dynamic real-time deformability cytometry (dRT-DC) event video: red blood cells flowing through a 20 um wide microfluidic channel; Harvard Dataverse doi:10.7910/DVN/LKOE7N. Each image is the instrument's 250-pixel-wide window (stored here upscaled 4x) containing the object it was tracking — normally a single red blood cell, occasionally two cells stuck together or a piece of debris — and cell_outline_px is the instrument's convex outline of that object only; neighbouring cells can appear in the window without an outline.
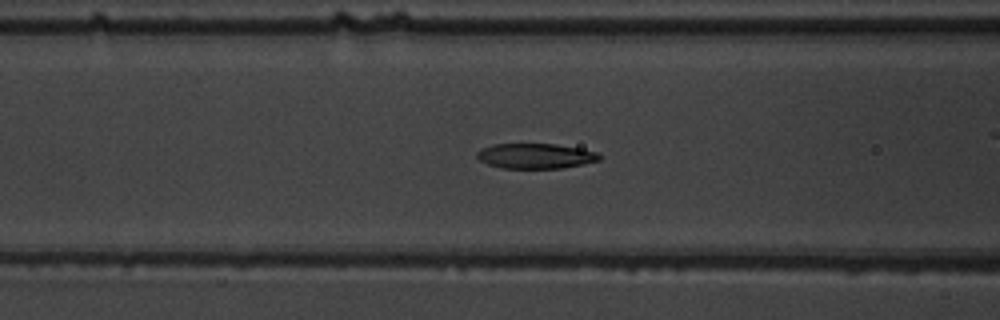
{"species": "common noctule bat (a hibernating species)", "species_latin": "Nyctalus noctula", "temperature_condition": "warm", "stored_images_in_passage": 39, "camera_frame_rate_fps": 3000, "um_per_image_px": 0.085, "animal": {"sex": "male", "body_mass_g": 19.5, "forearm_length_mm": 54.6}, "frame": {"image": 1, "passage_image": 6, "time_ms": 1.667, "image_size_px": [1000, 320], "cell_outline_px": [[604, 156], [600, 160], [584, 164], [560, 168], [500, 168], [488, 164], [480, 160], [476, 156], [476, 152], [480, 148], [492, 144], [556, 144], [580, 148], [596, 152]], "centroid_in_image_um": [45.52, 13.25], "position_along_channel_um": 121.1, "area_um2": 18.09}}
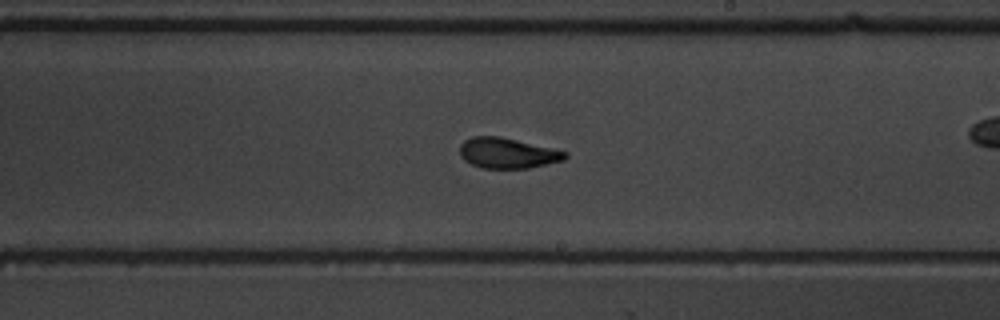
{"frame": {"image": 2, "passage_image": 16, "time_ms": 5.0, "image_size_px": [1000, 320], "cell_outline_px": [[568, 156], [564, 160], [548, 164], [528, 168], [480, 168], [464, 160], [460, 156], [460, 144], [464, 140], [472, 136], [500, 136], [552, 148], [568, 152]], "centroid_in_image_um": [43.13, 13.01], "position_along_channel_um": 245.9, "area_um2": 18.79}}
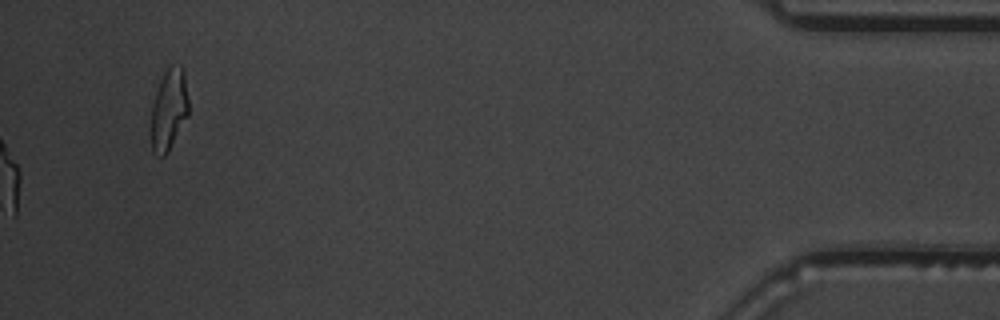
{"frame": {"image": 3, "passage_image": 39, "time_ms": 12.667, "image_size_px": [1000, 320], "cell_outline_px": [[188, 116], [168, 152], [164, 156], [160, 156], [152, 152], [152, 104], [160, 80], [168, 64], [180, 64], [184, 68], [188, 100]], "centroid_in_image_um": [14.38, 9.26], "position_along_channel_um": 420.8, "area_um2": 17.86}, "authors_computed_cell_mechanics": {"area_um2": 18.6694, "velocity_mm_per_s": 3.7517, "shape_relaxation_time_tau1_ms": 4.7459, "shape_relaxation_time_tau2_ms": 1.6549, "deformation_change_tau1": 0.1931, "deformation_change_tau2": 0.0798}}